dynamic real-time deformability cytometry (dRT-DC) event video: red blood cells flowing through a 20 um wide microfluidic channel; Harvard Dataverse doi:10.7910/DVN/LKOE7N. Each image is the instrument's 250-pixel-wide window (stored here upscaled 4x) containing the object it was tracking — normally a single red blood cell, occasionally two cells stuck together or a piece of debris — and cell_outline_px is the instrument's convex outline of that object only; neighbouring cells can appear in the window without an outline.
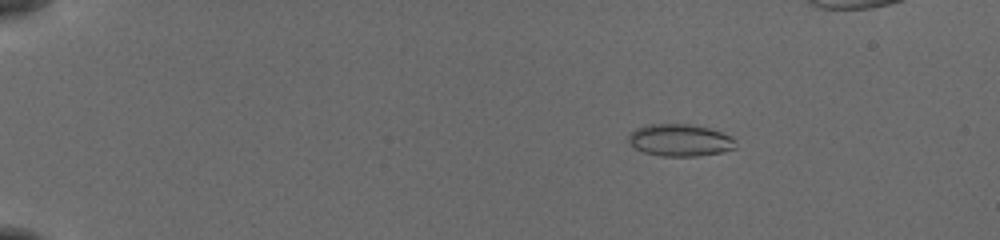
{"species": "common noctule bat (a hibernating species)", "species_latin": "Nyctalus noctula", "temperature_condition": "cold", "stored_images_in_passage": 53, "camera_frame_rate_fps": 3000, "um_per_image_px": 0.085, "animal": {"sex": "female", "body_mass_g": 19.5, "forearm_length_mm": 54.1}, "frame": {"image": 1, "passage_image": 10, "time_ms": 3.0, "image_size_px": [1000, 240], "cell_outline_px": [[736, 148], [724, 152], [696, 156], [660, 156], [644, 152], [636, 148], [628, 140], [628, 132], [644, 124], [688, 124], [708, 128], [732, 136], [736, 140]], "centroid_in_image_um": [57.8, 11.91], "position_along_channel_um": 27.2, "area_um2": 20.23}}
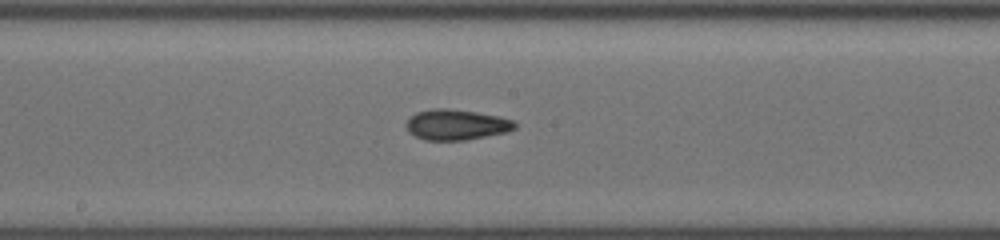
{"frame": {"image": 2, "passage_image": 32, "time_ms": 10.333, "image_size_px": [1000, 240], "cell_outline_px": [[516, 128], [508, 132], [464, 140], [424, 140], [408, 132], [404, 124], [416, 112], [432, 108], [444, 108], [476, 112], [500, 116], [512, 120], [516, 124]], "centroid_in_image_um": [38.78, 10.6], "position_along_channel_um": 209.4, "area_um2": 19.36}}
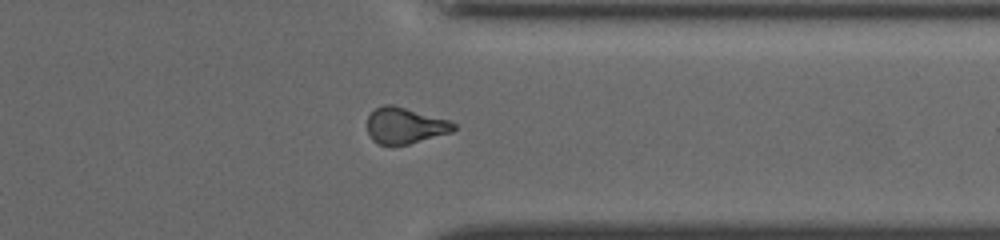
{"frame": {"image": 3, "passage_image": 45, "time_ms": 14.667, "image_size_px": [1000, 240], "cell_outline_px": [[456, 128], [452, 132], [408, 144], [380, 144], [372, 140], [368, 132], [368, 116], [376, 108], [384, 104], [392, 104], [448, 120], [456, 124]], "centroid_in_image_um": [34.42, 10.67], "position_along_channel_um": 377.0, "area_um2": 17.92}}